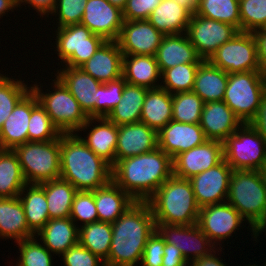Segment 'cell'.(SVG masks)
I'll use <instances>...</instances> for the list:
<instances>
[{
    "label": "cell",
    "instance_id": "59",
    "mask_svg": "<svg viewBox=\"0 0 266 266\" xmlns=\"http://www.w3.org/2000/svg\"><path fill=\"white\" fill-rule=\"evenodd\" d=\"M107 1L121 10L125 8L127 2V0H107Z\"/></svg>",
    "mask_w": 266,
    "mask_h": 266
},
{
    "label": "cell",
    "instance_id": "10",
    "mask_svg": "<svg viewBox=\"0 0 266 266\" xmlns=\"http://www.w3.org/2000/svg\"><path fill=\"white\" fill-rule=\"evenodd\" d=\"M55 32L54 51H57L58 60H62L60 61L62 66L80 67L106 41L81 23L57 28Z\"/></svg>",
    "mask_w": 266,
    "mask_h": 266
},
{
    "label": "cell",
    "instance_id": "28",
    "mask_svg": "<svg viewBox=\"0 0 266 266\" xmlns=\"http://www.w3.org/2000/svg\"><path fill=\"white\" fill-rule=\"evenodd\" d=\"M98 221L114 223L136 201L113 180L92 191Z\"/></svg>",
    "mask_w": 266,
    "mask_h": 266
},
{
    "label": "cell",
    "instance_id": "22",
    "mask_svg": "<svg viewBox=\"0 0 266 266\" xmlns=\"http://www.w3.org/2000/svg\"><path fill=\"white\" fill-rule=\"evenodd\" d=\"M60 70V71H59ZM57 69V76L78 101L89 118H95L98 88L102 84L79 67L63 66Z\"/></svg>",
    "mask_w": 266,
    "mask_h": 266
},
{
    "label": "cell",
    "instance_id": "57",
    "mask_svg": "<svg viewBox=\"0 0 266 266\" xmlns=\"http://www.w3.org/2000/svg\"><path fill=\"white\" fill-rule=\"evenodd\" d=\"M17 8L18 2L16 0H0V18L9 11L14 12L13 9Z\"/></svg>",
    "mask_w": 266,
    "mask_h": 266
},
{
    "label": "cell",
    "instance_id": "6",
    "mask_svg": "<svg viewBox=\"0 0 266 266\" xmlns=\"http://www.w3.org/2000/svg\"><path fill=\"white\" fill-rule=\"evenodd\" d=\"M55 78L52 80L53 92L50 90L48 93L42 92L43 86L38 85L37 82L31 86V90L61 134L78 133L89 117L63 82L57 76Z\"/></svg>",
    "mask_w": 266,
    "mask_h": 266
},
{
    "label": "cell",
    "instance_id": "41",
    "mask_svg": "<svg viewBox=\"0 0 266 266\" xmlns=\"http://www.w3.org/2000/svg\"><path fill=\"white\" fill-rule=\"evenodd\" d=\"M204 101L193 91L172 94V120L187 124L200 122Z\"/></svg>",
    "mask_w": 266,
    "mask_h": 266
},
{
    "label": "cell",
    "instance_id": "1",
    "mask_svg": "<svg viewBox=\"0 0 266 266\" xmlns=\"http://www.w3.org/2000/svg\"><path fill=\"white\" fill-rule=\"evenodd\" d=\"M156 223L147 201H136L114 223L106 266H137ZM138 263V264H137Z\"/></svg>",
    "mask_w": 266,
    "mask_h": 266
},
{
    "label": "cell",
    "instance_id": "3",
    "mask_svg": "<svg viewBox=\"0 0 266 266\" xmlns=\"http://www.w3.org/2000/svg\"><path fill=\"white\" fill-rule=\"evenodd\" d=\"M60 178L78 191H93L112 180V166L97 156L78 133L61 134Z\"/></svg>",
    "mask_w": 266,
    "mask_h": 266
},
{
    "label": "cell",
    "instance_id": "12",
    "mask_svg": "<svg viewBox=\"0 0 266 266\" xmlns=\"http://www.w3.org/2000/svg\"><path fill=\"white\" fill-rule=\"evenodd\" d=\"M239 30L231 24L192 14L186 34L203 60L224 43L231 40Z\"/></svg>",
    "mask_w": 266,
    "mask_h": 266
},
{
    "label": "cell",
    "instance_id": "14",
    "mask_svg": "<svg viewBox=\"0 0 266 266\" xmlns=\"http://www.w3.org/2000/svg\"><path fill=\"white\" fill-rule=\"evenodd\" d=\"M243 221L246 220L238 210L224 202L201 207L197 224L209 240L219 248L220 242L232 237V234L244 223Z\"/></svg>",
    "mask_w": 266,
    "mask_h": 266
},
{
    "label": "cell",
    "instance_id": "7",
    "mask_svg": "<svg viewBox=\"0 0 266 266\" xmlns=\"http://www.w3.org/2000/svg\"><path fill=\"white\" fill-rule=\"evenodd\" d=\"M13 151L27 184L60 178V136L47 142L28 141Z\"/></svg>",
    "mask_w": 266,
    "mask_h": 266
},
{
    "label": "cell",
    "instance_id": "32",
    "mask_svg": "<svg viewBox=\"0 0 266 266\" xmlns=\"http://www.w3.org/2000/svg\"><path fill=\"white\" fill-rule=\"evenodd\" d=\"M228 82V73L203 60L196 72L193 92L204 103L223 101Z\"/></svg>",
    "mask_w": 266,
    "mask_h": 266
},
{
    "label": "cell",
    "instance_id": "23",
    "mask_svg": "<svg viewBox=\"0 0 266 266\" xmlns=\"http://www.w3.org/2000/svg\"><path fill=\"white\" fill-rule=\"evenodd\" d=\"M207 140L224 142L243 123L224 101L204 103L199 122Z\"/></svg>",
    "mask_w": 266,
    "mask_h": 266
},
{
    "label": "cell",
    "instance_id": "20",
    "mask_svg": "<svg viewBox=\"0 0 266 266\" xmlns=\"http://www.w3.org/2000/svg\"><path fill=\"white\" fill-rule=\"evenodd\" d=\"M39 103L30 90L14 107L0 129V149L13 150L28 142V126L31 110Z\"/></svg>",
    "mask_w": 266,
    "mask_h": 266
},
{
    "label": "cell",
    "instance_id": "60",
    "mask_svg": "<svg viewBox=\"0 0 266 266\" xmlns=\"http://www.w3.org/2000/svg\"><path fill=\"white\" fill-rule=\"evenodd\" d=\"M262 231H266V220L255 230V241L257 242L258 240V236L259 234L261 233L262 234ZM266 233V232H265Z\"/></svg>",
    "mask_w": 266,
    "mask_h": 266
},
{
    "label": "cell",
    "instance_id": "16",
    "mask_svg": "<svg viewBox=\"0 0 266 266\" xmlns=\"http://www.w3.org/2000/svg\"><path fill=\"white\" fill-rule=\"evenodd\" d=\"M223 159V143L206 140L203 144L182 152L173 159V175L190 179L216 166Z\"/></svg>",
    "mask_w": 266,
    "mask_h": 266
},
{
    "label": "cell",
    "instance_id": "34",
    "mask_svg": "<svg viewBox=\"0 0 266 266\" xmlns=\"http://www.w3.org/2000/svg\"><path fill=\"white\" fill-rule=\"evenodd\" d=\"M148 88L125 83L122 100L107 115L117 126L140 122L141 110Z\"/></svg>",
    "mask_w": 266,
    "mask_h": 266
},
{
    "label": "cell",
    "instance_id": "2",
    "mask_svg": "<svg viewBox=\"0 0 266 266\" xmlns=\"http://www.w3.org/2000/svg\"><path fill=\"white\" fill-rule=\"evenodd\" d=\"M172 175L173 159L159 147L112 167V180L135 201H147Z\"/></svg>",
    "mask_w": 266,
    "mask_h": 266
},
{
    "label": "cell",
    "instance_id": "33",
    "mask_svg": "<svg viewBox=\"0 0 266 266\" xmlns=\"http://www.w3.org/2000/svg\"><path fill=\"white\" fill-rule=\"evenodd\" d=\"M172 120V94L165 89H148L140 122L159 132Z\"/></svg>",
    "mask_w": 266,
    "mask_h": 266
},
{
    "label": "cell",
    "instance_id": "21",
    "mask_svg": "<svg viewBox=\"0 0 266 266\" xmlns=\"http://www.w3.org/2000/svg\"><path fill=\"white\" fill-rule=\"evenodd\" d=\"M158 147V132L142 122L118 126L115 164Z\"/></svg>",
    "mask_w": 266,
    "mask_h": 266
},
{
    "label": "cell",
    "instance_id": "40",
    "mask_svg": "<svg viewBox=\"0 0 266 266\" xmlns=\"http://www.w3.org/2000/svg\"><path fill=\"white\" fill-rule=\"evenodd\" d=\"M199 65L200 63L180 64L164 70L159 80H162L160 87L170 94L192 91Z\"/></svg>",
    "mask_w": 266,
    "mask_h": 266
},
{
    "label": "cell",
    "instance_id": "46",
    "mask_svg": "<svg viewBox=\"0 0 266 266\" xmlns=\"http://www.w3.org/2000/svg\"><path fill=\"white\" fill-rule=\"evenodd\" d=\"M126 81L123 77L101 84L98 88L95 118L107 117L111 110L122 100V92Z\"/></svg>",
    "mask_w": 266,
    "mask_h": 266
},
{
    "label": "cell",
    "instance_id": "19",
    "mask_svg": "<svg viewBox=\"0 0 266 266\" xmlns=\"http://www.w3.org/2000/svg\"><path fill=\"white\" fill-rule=\"evenodd\" d=\"M206 140L199 123L187 124L171 120L158 132V147L172 159Z\"/></svg>",
    "mask_w": 266,
    "mask_h": 266
},
{
    "label": "cell",
    "instance_id": "42",
    "mask_svg": "<svg viewBox=\"0 0 266 266\" xmlns=\"http://www.w3.org/2000/svg\"><path fill=\"white\" fill-rule=\"evenodd\" d=\"M23 82L22 79L10 78L0 73V129L16 104L31 90Z\"/></svg>",
    "mask_w": 266,
    "mask_h": 266
},
{
    "label": "cell",
    "instance_id": "48",
    "mask_svg": "<svg viewBox=\"0 0 266 266\" xmlns=\"http://www.w3.org/2000/svg\"><path fill=\"white\" fill-rule=\"evenodd\" d=\"M86 3L87 0H57L51 14L58 16L56 18L59 21L57 27L61 28L81 23Z\"/></svg>",
    "mask_w": 266,
    "mask_h": 266
},
{
    "label": "cell",
    "instance_id": "4",
    "mask_svg": "<svg viewBox=\"0 0 266 266\" xmlns=\"http://www.w3.org/2000/svg\"><path fill=\"white\" fill-rule=\"evenodd\" d=\"M147 202L155 223L192 225L198 222L200 207L188 179L172 175Z\"/></svg>",
    "mask_w": 266,
    "mask_h": 266
},
{
    "label": "cell",
    "instance_id": "39",
    "mask_svg": "<svg viewBox=\"0 0 266 266\" xmlns=\"http://www.w3.org/2000/svg\"><path fill=\"white\" fill-rule=\"evenodd\" d=\"M195 14L231 24L240 31L239 0H200Z\"/></svg>",
    "mask_w": 266,
    "mask_h": 266
},
{
    "label": "cell",
    "instance_id": "30",
    "mask_svg": "<svg viewBox=\"0 0 266 266\" xmlns=\"http://www.w3.org/2000/svg\"><path fill=\"white\" fill-rule=\"evenodd\" d=\"M122 77L131 85L160 88L161 73L152 55H123Z\"/></svg>",
    "mask_w": 266,
    "mask_h": 266
},
{
    "label": "cell",
    "instance_id": "5",
    "mask_svg": "<svg viewBox=\"0 0 266 266\" xmlns=\"http://www.w3.org/2000/svg\"><path fill=\"white\" fill-rule=\"evenodd\" d=\"M226 202L238 210L256 238L255 230L266 220V188L259 171L233 170Z\"/></svg>",
    "mask_w": 266,
    "mask_h": 266
},
{
    "label": "cell",
    "instance_id": "58",
    "mask_svg": "<svg viewBox=\"0 0 266 266\" xmlns=\"http://www.w3.org/2000/svg\"><path fill=\"white\" fill-rule=\"evenodd\" d=\"M181 6L187 8L192 14L195 13L200 0H174Z\"/></svg>",
    "mask_w": 266,
    "mask_h": 266
},
{
    "label": "cell",
    "instance_id": "56",
    "mask_svg": "<svg viewBox=\"0 0 266 266\" xmlns=\"http://www.w3.org/2000/svg\"><path fill=\"white\" fill-rule=\"evenodd\" d=\"M221 257H218L216 255V251L214 250L210 255L203 256L197 259H194L192 262L189 263V266H226V264L223 263V259H220Z\"/></svg>",
    "mask_w": 266,
    "mask_h": 266
},
{
    "label": "cell",
    "instance_id": "18",
    "mask_svg": "<svg viewBox=\"0 0 266 266\" xmlns=\"http://www.w3.org/2000/svg\"><path fill=\"white\" fill-rule=\"evenodd\" d=\"M124 23L123 11L107 0H87L82 25L106 41H117Z\"/></svg>",
    "mask_w": 266,
    "mask_h": 266
},
{
    "label": "cell",
    "instance_id": "38",
    "mask_svg": "<svg viewBox=\"0 0 266 266\" xmlns=\"http://www.w3.org/2000/svg\"><path fill=\"white\" fill-rule=\"evenodd\" d=\"M111 240V223L97 221L79 226V243L104 262L110 253Z\"/></svg>",
    "mask_w": 266,
    "mask_h": 266
},
{
    "label": "cell",
    "instance_id": "15",
    "mask_svg": "<svg viewBox=\"0 0 266 266\" xmlns=\"http://www.w3.org/2000/svg\"><path fill=\"white\" fill-rule=\"evenodd\" d=\"M232 171L231 166L223 159L216 166L188 179L200 208L226 202Z\"/></svg>",
    "mask_w": 266,
    "mask_h": 266
},
{
    "label": "cell",
    "instance_id": "13",
    "mask_svg": "<svg viewBox=\"0 0 266 266\" xmlns=\"http://www.w3.org/2000/svg\"><path fill=\"white\" fill-rule=\"evenodd\" d=\"M156 230L164 238L165 243L175 245L190 263L194 259L208 256L214 250L220 252L223 248L216 246L204 234L198 224L192 225H168L156 223Z\"/></svg>",
    "mask_w": 266,
    "mask_h": 266
},
{
    "label": "cell",
    "instance_id": "49",
    "mask_svg": "<svg viewBox=\"0 0 266 266\" xmlns=\"http://www.w3.org/2000/svg\"><path fill=\"white\" fill-rule=\"evenodd\" d=\"M64 266H104V261L80 243L70 247L62 255Z\"/></svg>",
    "mask_w": 266,
    "mask_h": 266
},
{
    "label": "cell",
    "instance_id": "37",
    "mask_svg": "<svg viewBox=\"0 0 266 266\" xmlns=\"http://www.w3.org/2000/svg\"><path fill=\"white\" fill-rule=\"evenodd\" d=\"M27 184L13 150L0 149V197H18Z\"/></svg>",
    "mask_w": 266,
    "mask_h": 266
},
{
    "label": "cell",
    "instance_id": "26",
    "mask_svg": "<svg viewBox=\"0 0 266 266\" xmlns=\"http://www.w3.org/2000/svg\"><path fill=\"white\" fill-rule=\"evenodd\" d=\"M155 58L160 73L176 65L203 61L186 33L164 35Z\"/></svg>",
    "mask_w": 266,
    "mask_h": 266
},
{
    "label": "cell",
    "instance_id": "50",
    "mask_svg": "<svg viewBox=\"0 0 266 266\" xmlns=\"http://www.w3.org/2000/svg\"><path fill=\"white\" fill-rule=\"evenodd\" d=\"M165 240L157 230L146 241L141 266H162ZM139 265V266H140Z\"/></svg>",
    "mask_w": 266,
    "mask_h": 266
},
{
    "label": "cell",
    "instance_id": "17",
    "mask_svg": "<svg viewBox=\"0 0 266 266\" xmlns=\"http://www.w3.org/2000/svg\"><path fill=\"white\" fill-rule=\"evenodd\" d=\"M163 37L148 20H124L117 42L123 55L155 56Z\"/></svg>",
    "mask_w": 266,
    "mask_h": 266
},
{
    "label": "cell",
    "instance_id": "61",
    "mask_svg": "<svg viewBox=\"0 0 266 266\" xmlns=\"http://www.w3.org/2000/svg\"><path fill=\"white\" fill-rule=\"evenodd\" d=\"M260 176L262 178V182L264 184V187L266 188V166H264L262 169L259 170Z\"/></svg>",
    "mask_w": 266,
    "mask_h": 266
},
{
    "label": "cell",
    "instance_id": "43",
    "mask_svg": "<svg viewBox=\"0 0 266 266\" xmlns=\"http://www.w3.org/2000/svg\"><path fill=\"white\" fill-rule=\"evenodd\" d=\"M61 132L52 123L45 109L38 103L32 110L28 126V141L47 142L57 139Z\"/></svg>",
    "mask_w": 266,
    "mask_h": 266
},
{
    "label": "cell",
    "instance_id": "36",
    "mask_svg": "<svg viewBox=\"0 0 266 266\" xmlns=\"http://www.w3.org/2000/svg\"><path fill=\"white\" fill-rule=\"evenodd\" d=\"M45 191L49 218L70 217L72 203L77 189L62 178L39 184Z\"/></svg>",
    "mask_w": 266,
    "mask_h": 266
},
{
    "label": "cell",
    "instance_id": "11",
    "mask_svg": "<svg viewBox=\"0 0 266 266\" xmlns=\"http://www.w3.org/2000/svg\"><path fill=\"white\" fill-rule=\"evenodd\" d=\"M208 61L228 74L261 71L253 32L239 31L231 40L221 45Z\"/></svg>",
    "mask_w": 266,
    "mask_h": 266
},
{
    "label": "cell",
    "instance_id": "45",
    "mask_svg": "<svg viewBox=\"0 0 266 266\" xmlns=\"http://www.w3.org/2000/svg\"><path fill=\"white\" fill-rule=\"evenodd\" d=\"M239 11L241 32L266 27V0H239Z\"/></svg>",
    "mask_w": 266,
    "mask_h": 266
},
{
    "label": "cell",
    "instance_id": "55",
    "mask_svg": "<svg viewBox=\"0 0 266 266\" xmlns=\"http://www.w3.org/2000/svg\"><path fill=\"white\" fill-rule=\"evenodd\" d=\"M249 123L266 141V95L261 101L256 116Z\"/></svg>",
    "mask_w": 266,
    "mask_h": 266
},
{
    "label": "cell",
    "instance_id": "27",
    "mask_svg": "<svg viewBox=\"0 0 266 266\" xmlns=\"http://www.w3.org/2000/svg\"><path fill=\"white\" fill-rule=\"evenodd\" d=\"M35 236H40L41 243L51 253L60 257L70 247L79 243V225L70 217L49 219Z\"/></svg>",
    "mask_w": 266,
    "mask_h": 266
},
{
    "label": "cell",
    "instance_id": "47",
    "mask_svg": "<svg viewBox=\"0 0 266 266\" xmlns=\"http://www.w3.org/2000/svg\"><path fill=\"white\" fill-rule=\"evenodd\" d=\"M70 219L77 224L81 221L83 225L98 221L94 194L92 191H77L75 194Z\"/></svg>",
    "mask_w": 266,
    "mask_h": 266
},
{
    "label": "cell",
    "instance_id": "8",
    "mask_svg": "<svg viewBox=\"0 0 266 266\" xmlns=\"http://www.w3.org/2000/svg\"><path fill=\"white\" fill-rule=\"evenodd\" d=\"M266 95V76L261 71L228 74L223 101L242 123H249L257 114Z\"/></svg>",
    "mask_w": 266,
    "mask_h": 266
},
{
    "label": "cell",
    "instance_id": "53",
    "mask_svg": "<svg viewBox=\"0 0 266 266\" xmlns=\"http://www.w3.org/2000/svg\"><path fill=\"white\" fill-rule=\"evenodd\" d=\"M253 35L257 43L260 70L266 76V27L255 30Z\"/></svg>",
    "mask_w": 266,
    "mask_h": 266
},
{
    "label": "cell",
    "instance_id": "35",
    "mask_svg": "<svg viewBox=\"0 0 266 266\" xmlns=\"http://www.w3.org/2000/svg\"><path fill=\"white\" fill-rule=\"evenodd\" d=\"M18 197L24 208L27 225L36 235L50 219L45 191L39 184H26Z\"/></svg>",
    "mask_w": 266,
    "mask_h": 266
},
{
    "label": "cell",
    "instance_id": "24",
    "mask_svg": "<svg viewBox=\"0 0 266 266\" xmlns=\"http://www.w3.org/2000/svg\"><path fill=\"white\" fill-rule=\"evenodd\" d=\"M123 53L117 41H105L95 54L82 64L84 72L102 84L122 77Z\"/></svg>",
    "mask_w": 266,
    "mask_h": 266
},
{
    "label": "cell",
    "instance_id": "54",
    "mask_svg": "<svg viewBox=\"0 0 266 266\" xmlns=\"http://www.w3.org/2000/svg\"><path fill=\"white\" fill-rule=\"evenodd\" d=\"M56 1L57 0H18V7H21V4H29L28 7H30V5L31 7H34L32 9L36 10L38 15L43 18L45 15L48 17L49 14H52Z\"/></svg>",
    "mask_w": 266,
    "mask_h": 266
},
{
    "label": "cell",
    "instance_id": "25",
    "mask_svg": "<svg viewBox=\"0 0 266 266\" xmlns=\"http://www.w3.org/2000/svg\"><path fill=\"white\" fill-rule=\"evenodd\" d=\"M99 123L96 125L95 123ZM95 124L93 126V124ZM93 126L90 127V126ZM89 133L81 140L97 155L108 162L112 167L115 165V151L118 139V126L106 117L88 118L87 122L78 130Z\"/></svg>",
    "mask_w": 266,
    "mask_h": 266
},
{
    "label": "cell",
    "instance_id": "29",
    "mask_svg": "<svg viewBox=\"0 0 266 266\" xmlns=\"http://www.w3.org/2000/svg\"><path fill=\"white\" fill-rule=\"evenodd\" d=\"M35 234L29 229L23 205L19 197H0V238L14 242L32 238Z\"/></svg>",
    "mask_w": 266,
    "mask_h": 266
},
{
    "label": "cell",
    "instance_id": "31",
    "mask_svg": "<svg viewBox=\"0 0 266 266\" xmlns=\"http://www.w3.org/2000/svg\"><path fill=\"white\" fill-rule=\"evenodd\" d=\"M192 13L174 0H161L148 21L164 35L186 33Z\"/></svg>",
    "mask_w": 266,
    "mask_h": 266
},
{
    "label": "cell",
    "instance_id": "51",
    "mask_svg": "<svg viewBox=\"0 0 266 266\" xmlns=\"http://www.w3.org/2000/svg\"><path fill=\"white\" fill-rule=\"evenodd\" d=\"M161 0H127L123 11L124 20H148Z\"/></svg>",
    "mask_w": 266,
    "mask_h": 266
},
{
    "label": "cell",
    "instance_id": "52",
    "mask_svg": "<svg viewBox=\"0 0 266 266\" xmlns=\"http://www.w3.org/2000/svg\"><path fill=\"white\" fill-rule=\"evenodd\" d=\"M162 266H189V262L175 245L165 243Z\"/></svg>",
    "mask_w": 266,
    "mask_h": 266
},
{
    "label": "cell",
    "instance_id": "44",
    "mask_svg": "<svg viewBox=\"0 0 266 266\" xmlns=\"http://www.w3.org/2000/svg\"><path fill=\"white\" fill-rule=\"evenodd\" d=\"M36 237L16 242L20 253L16 266H53L52 254Z\"/></svg>",
    "mask_w": 266,
    "mask_h": 266
},
{
    "label": "cell",
    "instance_id": "9",
    "mask_svg": "<svg viewBox=\"0 0 266 266\" xmlns=\"http://www.w3.org/2000/svg\"><path fill=\"white\" fill-rule=\"evenodd\" d=\"M223 153L233 170L259 171L266 166V141L250 123H243L223 142Z\"/></svg>",
    "mask_w": 266,
    "mask_h": 266
}]
</instances>
